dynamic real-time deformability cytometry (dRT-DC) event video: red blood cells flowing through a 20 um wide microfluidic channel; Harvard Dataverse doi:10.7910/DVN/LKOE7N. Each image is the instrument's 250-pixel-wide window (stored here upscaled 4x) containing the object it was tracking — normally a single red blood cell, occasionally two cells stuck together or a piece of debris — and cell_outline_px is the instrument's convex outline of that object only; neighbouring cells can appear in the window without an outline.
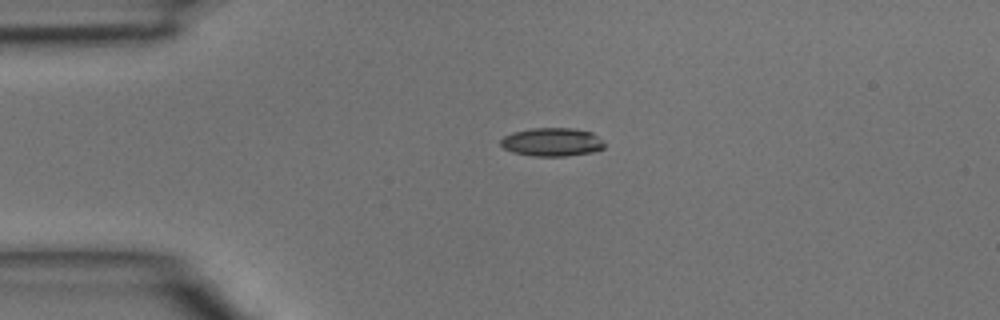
{"species": "common noctule bat (a hibernating species)", "species_latin": "Nyctalus noctula", "temperature_condition": "room temperature", "stored_images_in_passage": 3, "camera_frame_rate_fps": 3000, "um_per_image_px": 0.085, "animal": {"sex": "male", "body_mass_g": 15.6}, "frame": {"image": 1, "passage_image": 1, "time_ms": 0.0, "image_size_px": [1000, 320], "cell_outline_px": [[604, 148], [592, 152], [564, 156], [532, 156], [512, 152], [504, 148], [500, 144], [500, 140], [504, 136], [512, 132], [532, 128], [572, 128], [592, 132], [604, 144]], "centroid_in_image_um": [46.88, 12.07], "position_along_channel_um": 38.1, "area_um2": 17.11}}
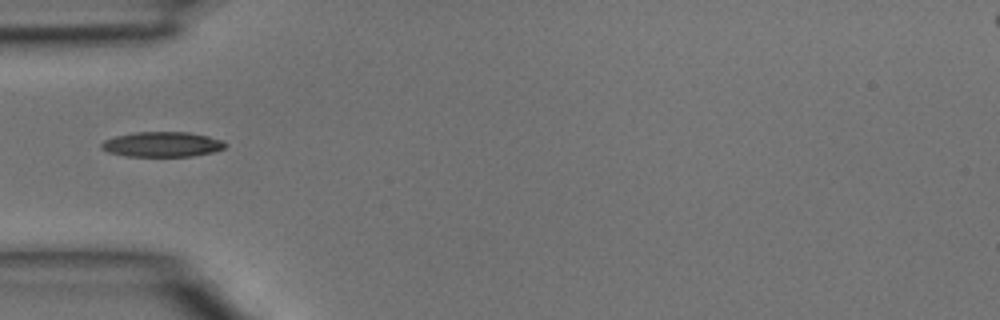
{"frame": {"image": 2, "passage_image": 2, "time_ms": 0.333, "image_size_px": [1000, 320], "cell_outline_px": [[228, 144], [224, 148], [212, 152], [188, 156], [128, 156], [108, 152], [100, 148], [100, 144], [104, 140], [116, 136], [136, 132], [188, 132], [208, 136], [224, 140]], "centroid_in_image_um": [13.79, 12.26], "position_along_channel_um": 71.2, "area_um2": 18.03}}